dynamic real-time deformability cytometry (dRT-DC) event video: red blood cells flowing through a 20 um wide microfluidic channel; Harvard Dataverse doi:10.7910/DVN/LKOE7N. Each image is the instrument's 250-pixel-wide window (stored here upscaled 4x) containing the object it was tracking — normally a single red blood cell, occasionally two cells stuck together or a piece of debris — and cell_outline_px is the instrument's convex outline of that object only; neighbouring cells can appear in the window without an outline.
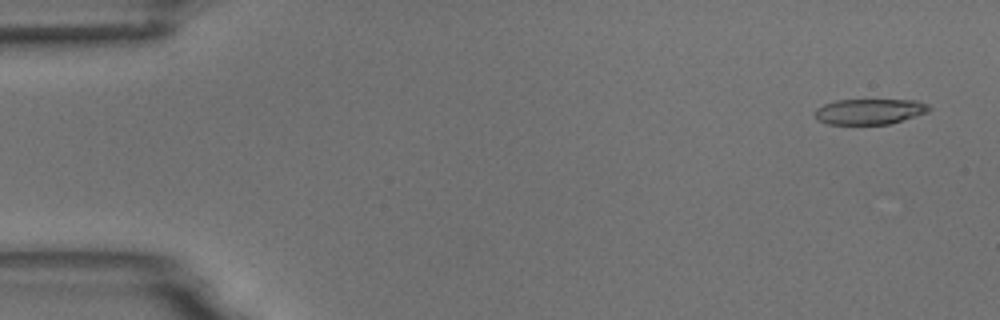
{"species": "common noctule bat (a hibernating species)", "species_latin": "Nyctalus noctula", "temperature_condition": "room temperature", "stored_images_in_passage": 4, "camera_frame_rate_fps": 3000, "um_per_image_px": 0.085, "animal": {"sex": "male", "body_mass_g": 18.8}, "frame": {"image": 1, "passage_image": 1, "time_ms": 0.0, "image_size_px": [1000, 320], "cell_outline_px": [[932, 108], [928, 112], [888, 124], [828, 124], [820, 120], [812, 112], [816, 108], [824, 104], [836, 100], [916, 100], [928, 104]], "centroid_in_image_um": [73.91, 9.47], "position_along_channel_um": 11.1, "area_um2": 16.94}}